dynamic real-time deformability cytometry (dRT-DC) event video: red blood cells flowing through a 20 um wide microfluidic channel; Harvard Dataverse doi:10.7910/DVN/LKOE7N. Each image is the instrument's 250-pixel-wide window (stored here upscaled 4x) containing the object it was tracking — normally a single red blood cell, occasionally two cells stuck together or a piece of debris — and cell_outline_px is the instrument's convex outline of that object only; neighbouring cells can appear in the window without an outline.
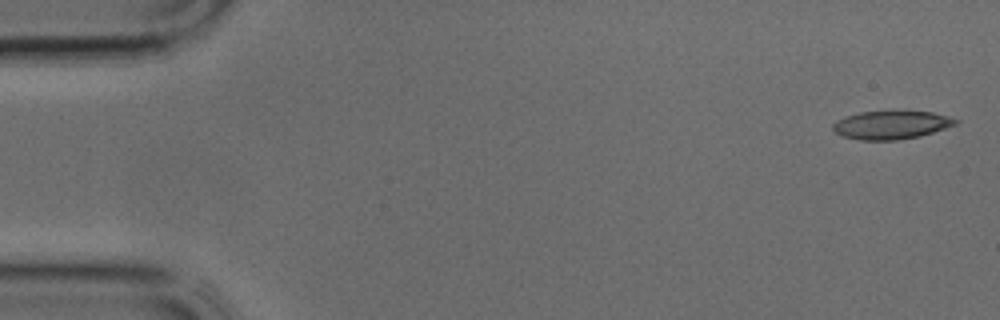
{"species": "common noctule bat (a hibernating species)", "species_latin": "Nyctalus noctula", "temperature_condition": "cold", "stored_images_in_passage": 38, "camera_frame_rate_fps": 3000, "um_per_image_px": 0.085, "animal": {"sex": "male", "body_mass_g": 17.9, "forearm_length_mm": 54.2}, "frame": {"image": 1, "passage_image": 1, "time_ms": 0.0, "image_size_px": [1000, 320], "cell_outline_px": [[960, 120], [956, 124], [920, 136], [896, 140], [860, 140], [844, 136], [836, 132], [832, 128], [832, 124], [836, 120], [844, 116], [860, 112], [892, 108], [932, 112], [948, 116]], "centroid_in_image_um": [75.74, 10.56], "position_along_channel_um": 9.3, "area_um2": 20.98}}
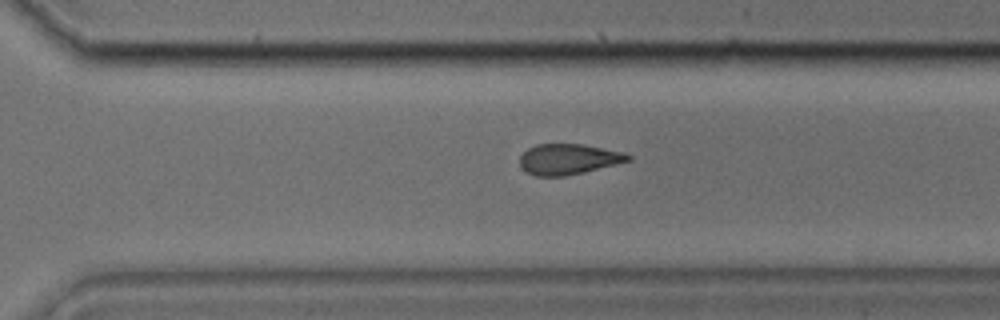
{"frame": {"image": 2, "passage_image": 26, "time_ms": 8.333, "image_size_px": [1000, 320], "cell_outline_px": [[632, 160], [616, 164], [564, 176], [536, 176], [528, 172], [520, 164], [520, 156], [528, 148], [536, 144], [584, 144], [624, 152], [632, 156]], "centroid_in_image_um": [48.34, 13.51], "position_along_channel_um": 322.3, "area_um2": 19.13}}
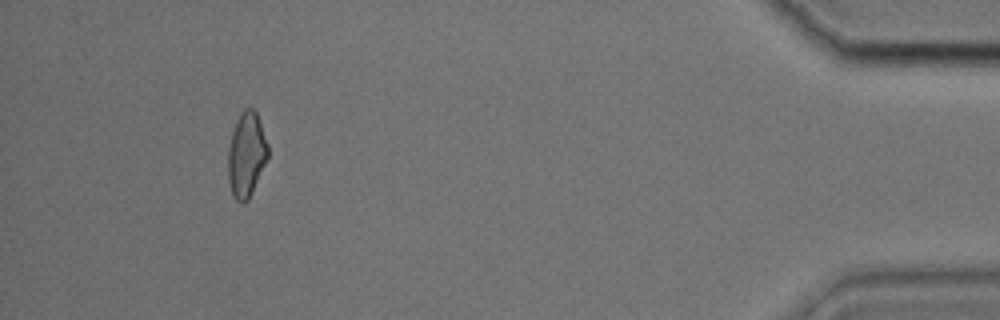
{"frame": {"image": 3, "passage_image": 35, "time_ms": 11.333, "image_size_px": [1000, 320], "cell_outline_px": [[268, 156], [252, 192], [248, 200], [244, 204], [236, 200], [232, 192], [228, 180], [228, 148], [232, 132], [236, 120], [244, 108], [252, 108], [256, 112], [268, 144]], "centroid_in_image_um": [20.93, 13.14], "position_along_channel_um": 414.3, "area_um2": 19.54}}